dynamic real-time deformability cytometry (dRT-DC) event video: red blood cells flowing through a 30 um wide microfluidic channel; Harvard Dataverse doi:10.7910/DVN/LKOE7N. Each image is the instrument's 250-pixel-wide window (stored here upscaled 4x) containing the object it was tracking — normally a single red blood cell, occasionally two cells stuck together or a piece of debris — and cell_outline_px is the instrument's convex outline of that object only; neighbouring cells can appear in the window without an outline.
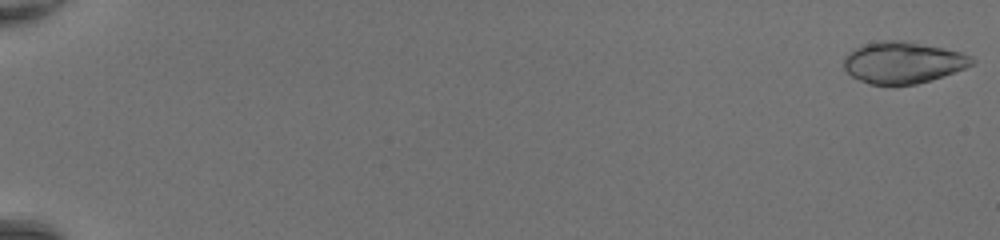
{"species": "common noctule bat (a hibernating species)", "species_latin": "Nyctalus noctula", "temperature_condition": "room temperature", "stored_images_in_passage": 49, "camera_frame_rate_fps": 3000, "um_per_image_px": 0.085, "animal": {"sex": "female", "body_mass_g": 20.0, "forearm_length_mm": 54.0}, "frame": {"image": 1, "passage_image": 1, "time_ms": 0.0, "image_size_px": [1000, 240], "cell_outline_px": [[976, 60], [972, 64], [964, 68], [944, 76], [932, 80], [916, 84], [868, 84], [852, 76], [844, 68], [844, 56], [852, 48], [864, 44], [880, 40], [904, 40], [944, 48], [960, 52], [972, 56]], "centroid_in_image_um": [76.74, 5.3], "position_along_channel_um": 8.3, "area_um2": 31.15}}
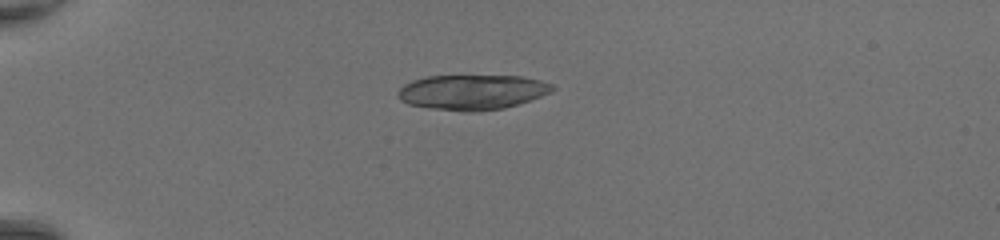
{"frame": {"image": 2, "passage_image": 15, "time_ms": 4.667, "image_size_px": [1000, 240], "cell_outline_px": [[556, 88], [552, 92], [504, 108], [472, 112], [468, 112], [428, 108], [408, 104], [400, 100], [396, 96], [396, 92], [404, 84], [412, 80], [424, 76], [524, 76], [556, 84]], "centroid_in_image_um": [40.12, 7.82], "position_along_channel_um": 44.9, "area_um2": 31.79}}
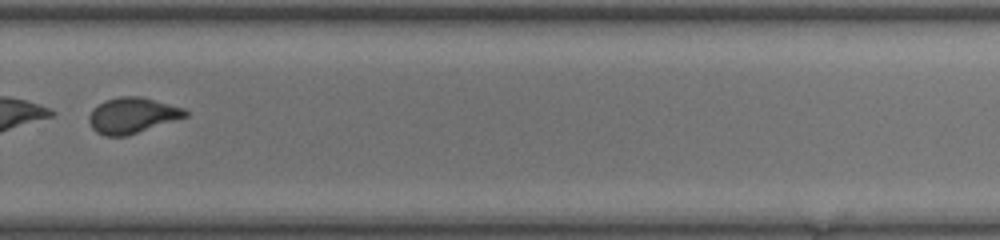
{"frame": {"image": 3, "passage_image": 37, "time_ms": 12.0, "image_size_px": [1000, 240], "cell_outline_px": [[188, 116], [128, 136], [104, 136], [96, 132], [92, 128], [88, 120], [88, 116], [92, 108], [104, 100], [120, 96], [140, 96], [184, 108], [188, 112]], "centroid_in_image_um": [11.21, 9.81], "position_along_channel_um": 318.6, "area_um2": 20.23}}